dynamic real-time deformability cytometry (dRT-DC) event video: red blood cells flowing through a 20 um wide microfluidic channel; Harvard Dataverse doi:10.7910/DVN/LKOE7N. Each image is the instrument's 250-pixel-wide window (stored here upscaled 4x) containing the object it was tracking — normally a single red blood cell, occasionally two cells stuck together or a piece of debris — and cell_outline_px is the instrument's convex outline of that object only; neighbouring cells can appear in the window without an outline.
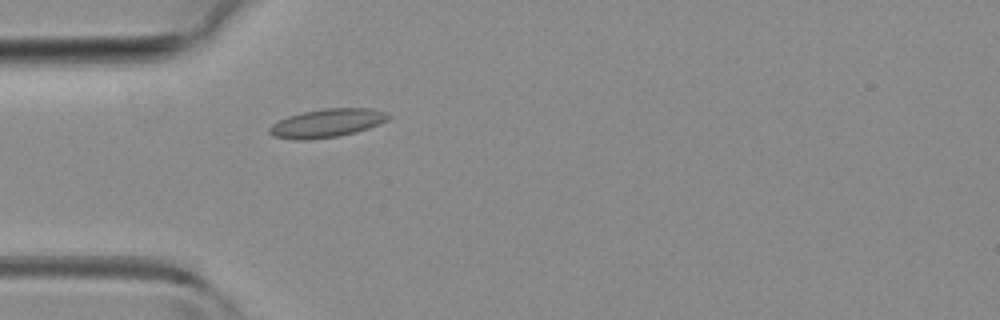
{"species": "common noctule bat (a hibernating species)", "species_latin": "Nyctalus noctula", "temperature_condition": "room temperature", "stored_images_in_passage": 34, "camera_frame_rate_fps": 3000, "um_per_image_px": 0.085, "animal": {"sex": "female", "body_mass_g": 19.3, "forearm_length_mm": 54.1}, "frame": {"image": 1, "passage_image": 12, "time_ms": 3.667, "image_size_px": [1000, 320], "cell_outline_px": [[392, 116], [388, 120], [380, 124], [356, 132], [340, 136], [308, 140], [296, 140], [272, 136], [268, 132], [268, 128], [272, 124], [288, 116], [300, 112], [324, 108], [372, 108], [384, 112]], "centroid_in_image_um": [27.79, 10.46], "position_along_channel_um": 57.2, "area_um2": 19.94}}
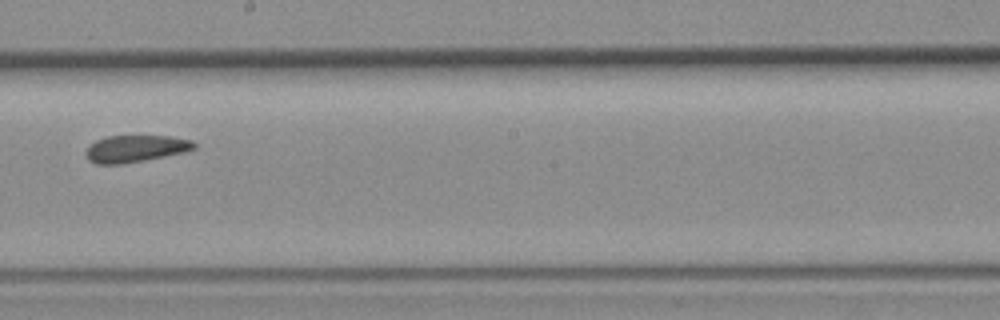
{"frame": {"image": 2, "passage_image": 24, "time_ms": 7.667, "image_size_px": [1000, 320], "cell_outline_px": [[196, 148], [184, 152], [144, 160], [120, 164], [96, 164], [88, 160], [84, 152], [96, 140], [108, 136], [172, 136], [192, 140], [196, 144]], "centroid_in_image_um": [11.52, 12.63], "position_along_channel_um": 236.7, "area_um2": 16.94}}
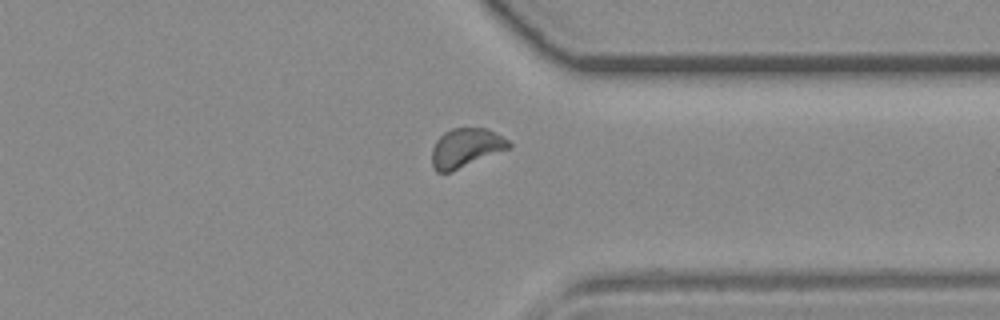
{"frame": {"image": 3, "passage_image": 33, "time_ms": 10.667, "image_size_px": [1000, 320], "cell_outline_px": [[512, 148], [452, 172], [436, 172], [432, 168], [432, 148], [436, 140], [444, 132], [452, 128], [484, 128], [496, 132], [508, 140], [512, 144]], "centroid_in_image_um": [39.61, 12.58], "position_along_channel_um": 371.8, "area_um2": 17.86}}